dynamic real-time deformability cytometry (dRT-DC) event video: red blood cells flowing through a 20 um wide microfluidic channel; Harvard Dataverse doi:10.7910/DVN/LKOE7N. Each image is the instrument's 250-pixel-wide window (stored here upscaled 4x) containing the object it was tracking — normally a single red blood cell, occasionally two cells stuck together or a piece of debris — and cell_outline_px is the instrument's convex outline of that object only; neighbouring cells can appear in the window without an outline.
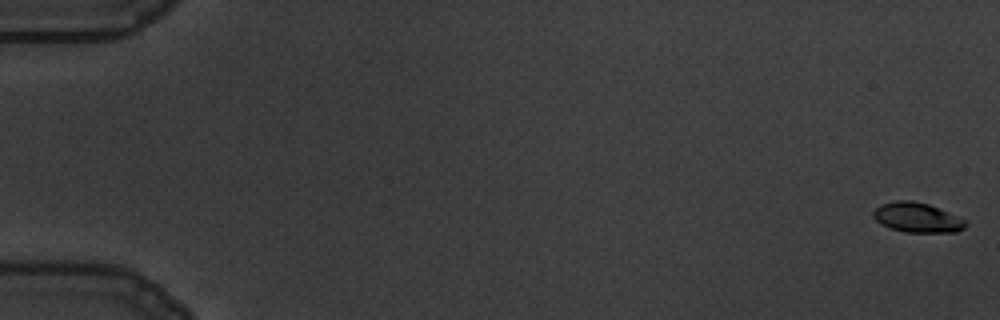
{"species": "common noctule bat (a hibernating species)", "species_latin": "Nyctalus noctula", "temperature_condition": "warm", "stored_images_in_passage": 59, "camera_frame_rate_fps": 3000, "um_per_image_px": 0.085, "animal": {"sex": "male", "body_mass_g": 19.5, "forearm_length_mm": 54.6}, "frame": {"image": 1, "passage_image": 1, "time_ms": 0.0, "image_size_px": [1000, 320], "cell_outline_px": [[968, 224], [964, 228], [956, 232], [904, 232], [888, 228], [880, 224], [872, 216], [872, 212], [880, 204], [896, 200], [912, 200], [928, 204], [968, 220]], "centroid_in_image_um": [77.95, 18.49], "position_along_channel_um": 7.0, "area_um2": 16.24}}
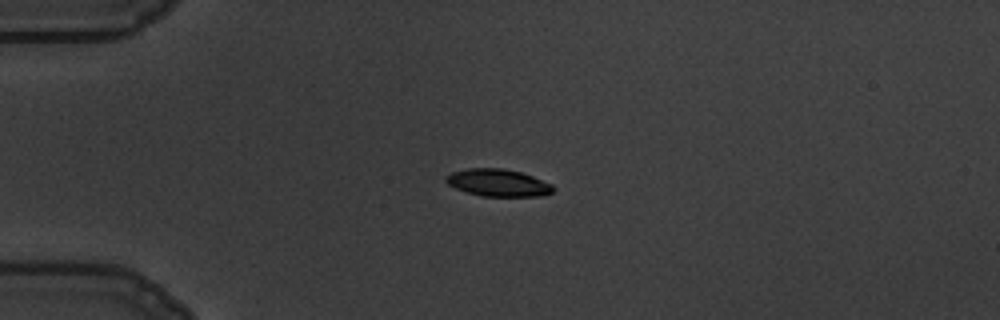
{"frame": {"image": 2, "passage_image": 16, "time_ms": 5.0, "image_size_px": [1000, 320], "cell_outline_px": [[556, 188], [552, 192], [544, 196], [480, 196], [456, 188], [448, 184], [444, 180], [444, 176], [452, 172], [468, 168], [504, 168], [520, 172], [532, 176], [552, 184]], "centroid_in_image_um": [42.34, 15.53], "position_along_channel_um": 42.7, "area_um2": 17.11}}
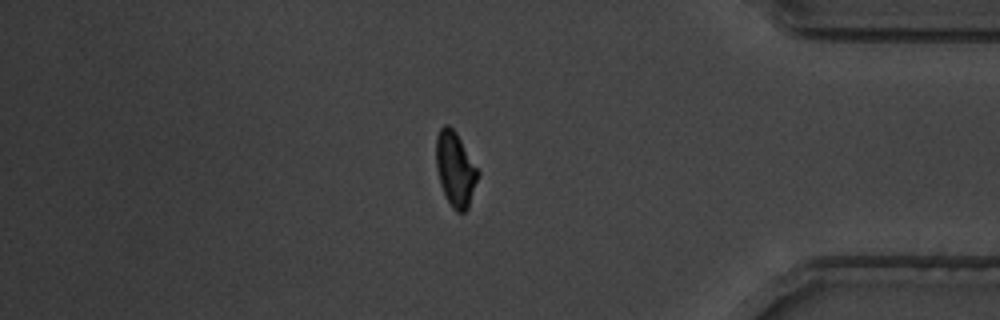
{"frame": {"image": 3, "passage_image": 51, "time_ms": 16.667, "image_size_px": [1000, 320], "cell_outline_px": [[480, 172], [468, 208], [464, 212], [456, 212], [452, 208], [440, 184], [436, 168], [436, 136], [440, 128], [444, 124], [448, 124], [456, 132]], "centroid_in_image_um": [38.7, 14.36], "position_along_channel_um": 396.5, "area_um2": 18.15}, "authors_computed_cell_mechanics": {"area_um2": 17.7446, "velocity_mm_per_s": 3.5141, "shape_relaxation_time_tau1_ms": 2.3066, "shape_relaxation_time_tau2_ms": 1.543, "deformation_change_tau1": 0.1477, "deformation_change_tau2": 0.042}}